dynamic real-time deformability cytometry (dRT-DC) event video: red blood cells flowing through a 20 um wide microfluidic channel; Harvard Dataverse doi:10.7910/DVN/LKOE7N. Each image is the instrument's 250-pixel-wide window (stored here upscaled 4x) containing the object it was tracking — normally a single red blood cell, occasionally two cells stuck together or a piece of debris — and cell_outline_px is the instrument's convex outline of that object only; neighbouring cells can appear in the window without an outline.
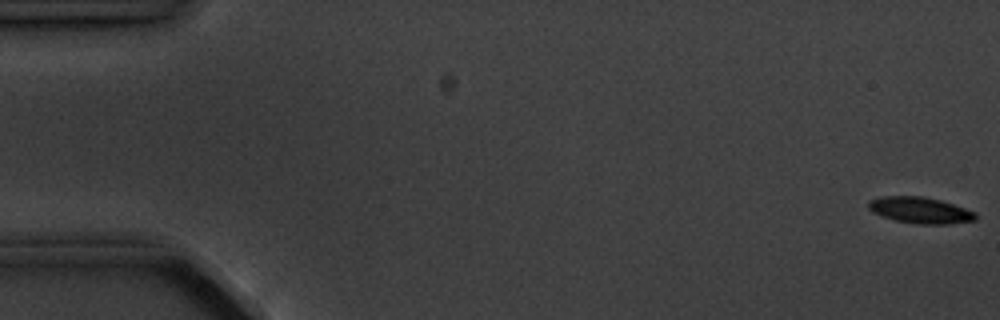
{"species": "common noctule bat (a hibernating species)", "species_latin": "Nyctalus noctula", "temperature_condition": "cold", "stored_images_in_passage": 11, "camera_frame_rate_fps": 3000, "um_per_image_px": 0.085, "animal": {"sex": "male", "body_mass_g": 20.1, "forearm_length_mm": 53.5}, "frame": {"image": 1, "passage_image": 1, "time_ms": 0.0, "image_size_px": [1000, 320], "cell_outline_px": [[976, 220], [948, 224], [916, 224], [896, 220], [880, 216], [872, 212], [868, 208], [868, 200], [880, 196], [924, 196], [940, 200], [976, 212]], "centroid_in_image_um": [78.18, 17.86], "position_along_channel_um": 6.8, "area_um2": 16.47}}
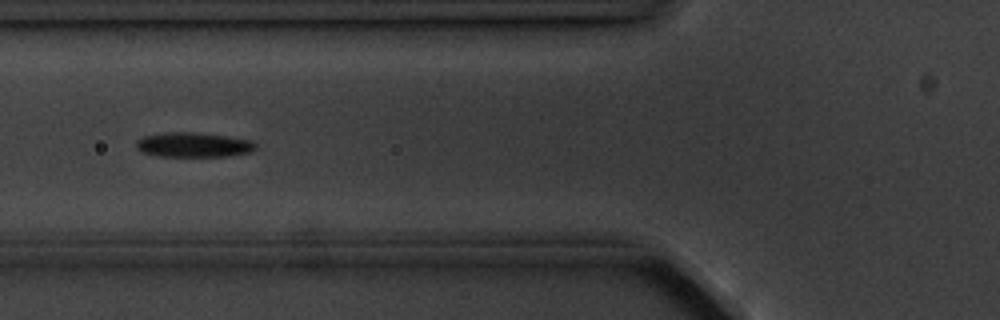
{"frame": {"image": 2, "passage_image": 6, "time_ms": 6.667, "image_size_px": [1000, 320], "cell_outline_px": [[256, 148], [252, 152], [228, 156], [156, 156], [140, 152], [136, 148], [136, 140], [144, 136], [164, 132], [192, 132], [228, 136], [252, 140], [256, 144]], "centroid_in_image_um": [16.43, 12.31], "position_along_channel_um": 109.4, "area_um2": 17.4}}
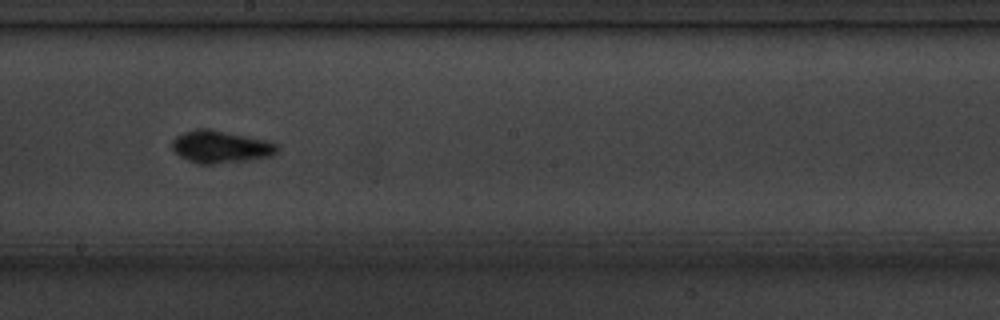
{"frame": {"image": 3, "passage_image": 9, "time_ms": 10.0, "image_size_px": [1000, 320], "cell_outline_px": [[280, 148], [272, 156], [248, 160], [212, 164], [200, 164], [188, 160], [180, 156], [172, 148], [172, 140], [176, 136], [184, 132], [196, 128], [208, 128], [268, 140], [276, 144]], "centroid_in_image_um": [18.76, 12.47], "position_along_channel_um": 229.4, "area_um2": 19.88}}